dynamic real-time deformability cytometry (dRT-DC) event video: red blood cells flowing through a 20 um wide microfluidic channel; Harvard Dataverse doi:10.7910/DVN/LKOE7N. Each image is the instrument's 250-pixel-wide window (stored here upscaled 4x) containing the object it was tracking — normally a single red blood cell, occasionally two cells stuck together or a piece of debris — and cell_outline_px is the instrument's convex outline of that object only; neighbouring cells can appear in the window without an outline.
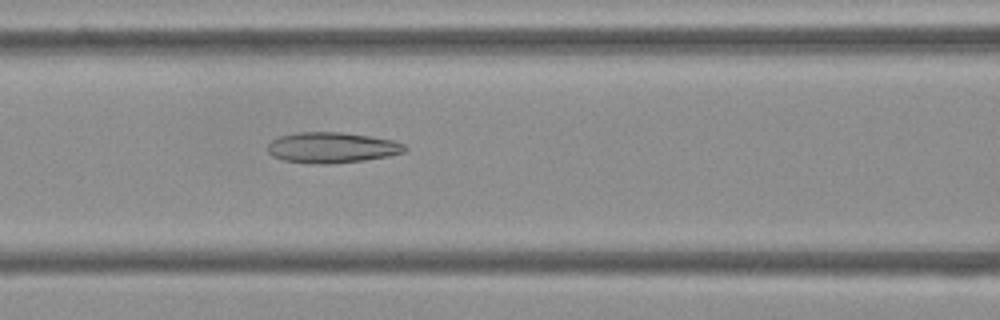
{"species": "Egyptian fruit bat (a non-hibernating species)", "species_latin": "Rousettus aegyptiacus", "temperature_condition": "cold", "stored_images_in_passage": 53, "camera_frame_rate_fps": 3000, "um_per_image_px": 0.085, "frame": {"image": 1, "passage_image": 22, "time_ms": 7.0, "image_size_px": [1000, 320], "cell_outline_px": [[408, 148], [404, 152], [388, 156], [364, 160], [332, 164], [312, 164], [284, 160], [272, 156], [268, 152], [268, 144], [276, 136], [300, 132], [340, 132], [368, 136], [392, 140], [404, 144]], "centroid_in_image_um": [28.18, 12.55], "position_along_channel_um": 138.4, "area_um2": 24.57}}
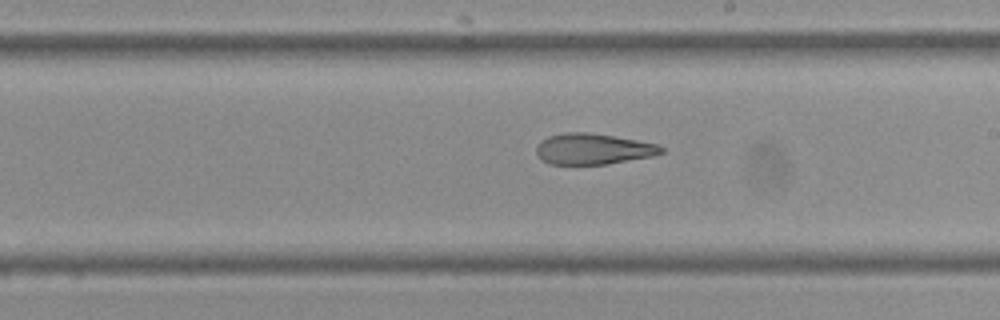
{"frame": {"image": 2, "passage_image": 30, "time_ms": 9.667, "image_size_px": [1000, 320], "cell_outline_px": [[664, 152], [652, 156], [608, 164], [548, 164], [540, 160], [536, 152], [536, 148], [540, 140], [548, 136], [564, 132], [588, 132], [660, 144], [664, 148]], "centroid_in_image_um": [50.39, 12.66], "position_along_channel_um": 238.6, "area_um2": 22.66}}
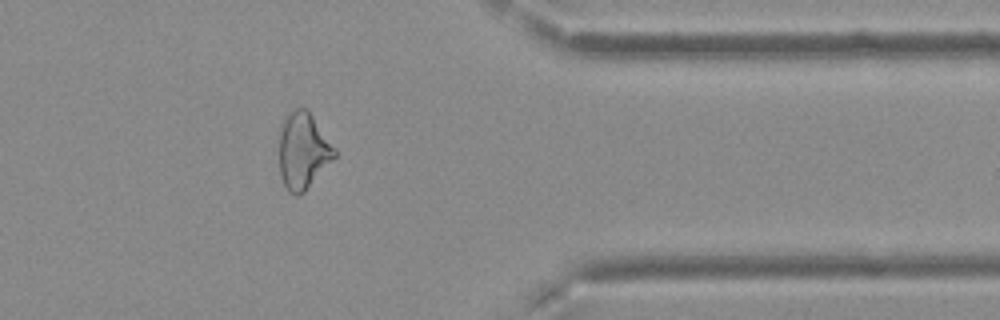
{"frame": {"image": 3, "passage_image": 43, "time_ms": 14.0, "image_size_px": [1000, 320], "cell_outline_px": [[336, 156], [304, 192], [300, 196], [296, 196], [288, 192], [280, 176], [280, 124], [296, 108], [304, 108], [312, 116], [336, 148]], "centroid_in_image_um": [25.76, 12.86], "position_along_channel_um": 385.6, "area_um2": 24.33}, "authors_computed_cell_mechanics": {"area_um2": 26.7614, "velocity_mm_per_s": 3.7579, "shape_relaxation_time_tau1_ms": null, "shape_relaxation_time_tau2_ms": 3.6554, "deformation_change_tau1": null, "deformation_change_tau2": 0.1425}}